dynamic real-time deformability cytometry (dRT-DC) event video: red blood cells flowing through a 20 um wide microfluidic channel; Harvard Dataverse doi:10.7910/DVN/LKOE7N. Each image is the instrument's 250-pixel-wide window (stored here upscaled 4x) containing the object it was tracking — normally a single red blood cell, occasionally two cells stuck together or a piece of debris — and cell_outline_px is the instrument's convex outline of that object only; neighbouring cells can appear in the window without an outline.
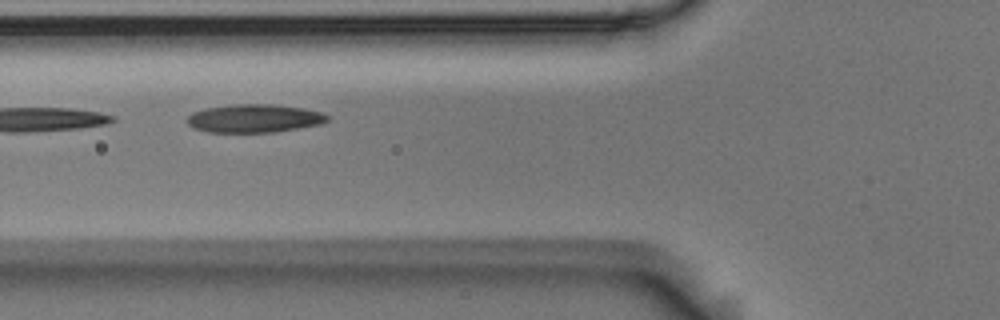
{"species": "Egyptian fruit bat (a non-hibernating species)", "species_latin": "Rousettus aegyptiacus", "temperature_condition": "room temperature", "stored_images_in_passage": 5, "camera_frame_rate_fps": 3000, "um_per_image_px": 0.085, "animal": {"sex": "male"}, "frame": {"image": 1, "passage_image": 4, "time_ms": 1.0, "image_size_px": [1000, 320], "cell_outline_px": [[328, 120], [320, 124], [276, 132], [208, 132], [192, 128], [188, 124], [188, 116], [192, 112], [204, 108], [236, 104], [272, 104], [300, 108], [320, 112], [328, 116]], "centroid_in_image_um": [21.56, 10.06], "position_along_channel_um": 104.2, "area_um2": 22.95}}